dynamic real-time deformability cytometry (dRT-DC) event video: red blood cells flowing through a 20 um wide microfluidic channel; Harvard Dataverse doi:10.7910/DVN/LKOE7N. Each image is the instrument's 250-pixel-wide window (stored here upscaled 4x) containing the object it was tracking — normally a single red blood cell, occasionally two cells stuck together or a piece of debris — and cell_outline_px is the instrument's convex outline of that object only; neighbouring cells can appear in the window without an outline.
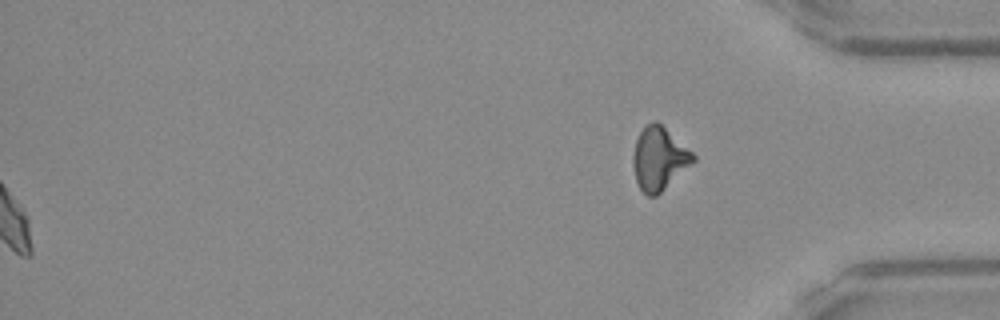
{"species": "Egyptian fruit bat (a non-hibernating species)", "species_latin": "Rousettus aegyptiacus", "temperature_condition": "warm", "stored_images_in_passage": 52, "segment_of_instrument_passage": [2, 2], "camera_frame_rate_fps": 3000, "um_per_image_px": 0.085, "frame": {"image": 1, "passage_image": 52, "time_ms": 17.0, "image_size_px": [1000, 320], "cell_outline_px": [[696, 160], [656, 196], [648, 196], [640, 188], [636, 180], [632, 164], [632, 156], [636, 140], [640, 132], [652, 120], [656, 120], [692, 152], [696, 156]], "centroid_in_image_um": [56.0, 13.48], "position_along_channel_um": 379.2, "area_um2": 21.73}}